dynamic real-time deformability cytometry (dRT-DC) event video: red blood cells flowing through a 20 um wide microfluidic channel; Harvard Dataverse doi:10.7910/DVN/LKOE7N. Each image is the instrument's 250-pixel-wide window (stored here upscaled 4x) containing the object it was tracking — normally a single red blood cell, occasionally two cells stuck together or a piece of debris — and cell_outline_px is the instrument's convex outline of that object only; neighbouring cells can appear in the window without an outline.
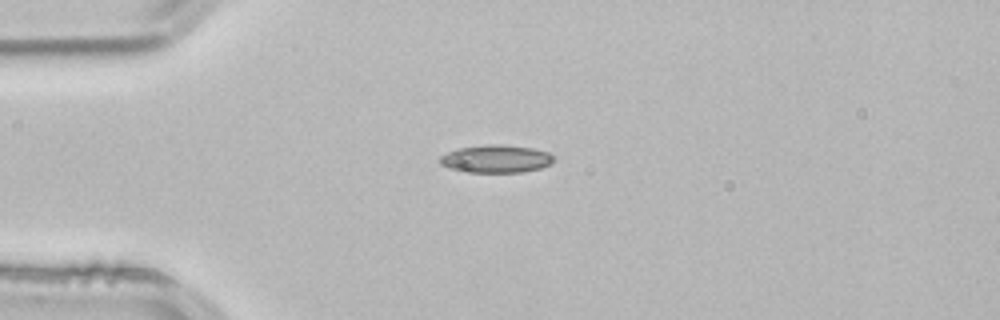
{"species": "common noctule bat (a hibernating species)", "species_latin": "Nyctalus noctula", "temperature_condition": "room temperature", "stored_images_in_passage": 2, "camera_frame_rate_fps": 3000, "um_per_image_px": 0.085, "animal": {"sex": "male", "body_mass_g": 21.5, "forearm_length_mm": 52.0}, "frame": {"image": 1, "passage_image": 2, "time_ms": 0.333, "image_size_px": [1000, 320], "cell_outline_px": [[552, 164], [540, 168], [520, 172], [460, 172], [448, 168], [440, 164], [440, 156], [456, 148], [484, 144], [500, 144], [532, 148], [548, 152], [552, 156]], "centroid_in_image_um": [42.11, 13.5], "position_along_channel_um": 42.9, "area_um2": 18.55}}